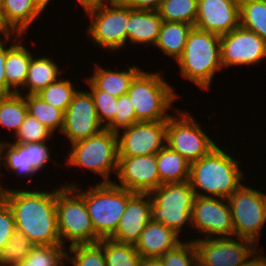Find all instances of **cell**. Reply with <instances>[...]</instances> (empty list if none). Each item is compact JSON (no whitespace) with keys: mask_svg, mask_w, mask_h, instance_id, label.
Wrapping results in <instances>:
<instances>
[{"mask_svg":"<svg viewBox=\"0 0 266 266\" xmlns=\"http://www.w3.org/2000/svg\"><path fill=\"white\" fill-rule=\"evenodd\" d=\"M0 197L11 208L15 227L35 246L61 245L56 210V189L52 192L3 188Z\"/></svg>","mask_w":266,"mask_h":266,"instance_id":"6da1fadb","label":"cell"},{"mask_svg":"<svg viewBox=\"0 0 266 266\" xmlns=\"http://www.w3.org/2000/svg\"><path fill=\"white\" fill-rule=\"evenodd\" d=\"M237 160L217 145L206 156L191 163L189 183L195 195L228 199L242 185L244 172Z\"/></svg>","mask_w":266,"mask_h":266,"instance_id":"7a4b0ae2","label":"cell"},{"mask_svg":"<svg viewBox=\"0 0 266 266\" xmlns=\"http://www.w3.org/2000/svg\"><path fill=\"white\" fill-rule=\"evenodd\" d=\"M177 63L182 77L209 89L215 72L223 68L220 35L193 27Z\"/></svg>","mask_w":266,"mask_h":266,"instance_id":"3957f363","label":"cell"},{"mask_svg":"<svg viewBox=\"0 0 266 266\" xmlns=\"http://www.w3.org/2000/svg\"><path fill=\"white\" fill-rule=\"evenodd\" d=\"M162 78L160 72L141 70L132 80L127 95L134 107L136 122L167 121L171 117L166 112L178 95Z\"/></svg>","mask_w":266,"mask_h":266,"instance_id":"277c9868","label":"cell"},{"mask_svg":"<svg viewBox=\"0 0 266 266\" xmlns=\"http://www.w3.org/2000/svg\"><path fill=\"white\" fill-rule=\"evenodd\" d=\"M73 187L85 200L94 230L100 239H109L119 225L127 205V189L112 183H98L89 190L81 191Z\"/></svg>","mask_w":266,"mask_h":266,"instance_id":"5b68a950","label":"cell"},{"mask_svg":"<svg viewBox=\"0 0 266 266\" xmlns=\"http://www.w3.org/2000/svg\"><path fill=\"white\" fill-rule=\"evenodd\" d=\"M56 210L61 245L94 244L97 236L84 198L73 188L61 185L56 189Z\"/></svg>","mask_w":266,"mask_h":266,"instance_id":"8992f818","label":"cell"},{"mask_svg":"<svg viewBox=\"0 0 266 266\" xmlns=\"http://www.w3.org/2000/svg\"><path fill=\"white\" fill-rule=\"evenodd\" d=\"M117 137V133L104 128L87 139L73 143L66 164L88 168L103 177L100 183H112L109 176L112 171L117 172L119 158Z\"/></svg>","mask_w":266,"mask_h":266,"instance_id":"52a82bcc","label":"cell"},{"mask_svg":"<svg viewBox=\"0 0 266 266\" xmlns=\"http://www.w3.org/2000/svg\"><path fill=\"white\" fill-rule=\"evenodd\" d=\"M149 195L152 200L151 221L164 224L178 235L184 229L182 226L185 227L187 223L191 226V213L196 195L189 181L162 184Z\"/></svg>","mask_w":266,"mask_h":266,"instance_id":"ba28073f","label":"cell"},{"mask_svg":"<svg viewBox=\"0 0 266 266\" xmlns=\"http://www.w3.org/2000/svg\"><path fill=\"white\" fill-rule=\"evenodd\" d=\"M85 11L92 21L87 34L94 44L112 52L126 46L130 7L116 0L109 2V5L104 3L87 7Z\"/></svg>","mask_w":266,"mask_h":266,"instance_id":"9c48e42d","label":"cell"},{"mask_svg":"<svg viewBox=\"0 0 266 266\" xmlns=\"http://www.w3.org/2000/svg\"><path fill=\"white\" fill-rule=\"evenodd\" d=\"M228 202L234 235L257 243L266 223V194L242 184L231 194Z\"/></svg>","mask_w":266,"mask_h":266,"instance_id":"30bf717a","label":"cell"},{"mask_svg":"<svg viewBox=\"0 0 266 266\" xmlns=\"http://www.w3.org/2000/svg\"><path fill=\"white\" fill-rule=\"evenodd\" d=\"M180 116L167 120L166 145L190 163L206 156L215 146L196 120L185 111L176 109Z\"/></svg>","mask_w":266,"mask_h":266,"instance_id":"8fae6325","label":"cell"},{"mask_svg":"<svg viewBox=\"0 0 266 266\" xmlns=\"http://www.w3.org/2000/svg\"><path fill=\"white\" fill-rule=\"evenodd\" d=\"M236 239V240H235ZM232 237L194 239L197 260L205 266H241L258 248L255 242ZM238 240V241H237Z\"/></svg>","mask_w":266,"mask_h":266,"instance_id":"7c38bea8","label":"cell"},{"mask_svg":"<svg viewBox=\"0 0 266 266\" xmlns=\"http://www.w3.org/2000/svg\"><path fill=\"white\" fill-rule=\"evenodd\" d=\"M193 226L201 235L205 234V238L234 236L228 199L195 196L191 213Z\"/></svg>","mask_w":266,"mask_h":266,"instance_id":"4fadbf2b","label":"cell"},{"mask_svg":"<svg viewBox=\"0 0 266 266\" xmlns=\"http://www.w3.org/2000/svg\"><path fill=\"white\" fill-rule=\"evenodd\" d=\"M220 44L223 68L259 64L266 58V41L242 26L220 35Z\"/></svg>","mask_w":266,"mask_h":266,"instance_id":"5bb4252c","label":"cell"},{"mask_svg":"<svg viewBox=\"0 0 266 266\" xmlns=\"http://www.w3.org/2000/svg\"><path fill=\"white\" fill-rule=\"evenodd\" d=\"M167 121L136 122L117 133L118 156L134 157L157 154L166 145ZM121 136V137H119Z\"/></svg>","mask_w":266,"mask_h":266,"instance_id":"9a60e30c","label":"cell"},{"mask_svg":"<svg viewBox=\"0 0 266 266\" xmlns=\"http://www.w3.org/2000/svg\"><path fill=\"white\" fill-rule=\"evenodd\" d=\"M104 129L100 123L92 95L89 91H77L64 112L62 135L71 144L89 138Z\"/></svg>","mask_w":266,"mask_h":266,"instance_id":"2e32d148","label":"cell"},{"mask_svg":"<svg viewBox=\"0 0 266 266\" xmlns=\"http://www.w3.org/2000/svg\"><path fill=\"white\" fill-rule=\"evenodd\" d=\"M116 184L133 193H150L160 186L156 154L119 157Z\"/></svg>","mask_w":266,"mask_h":266,"instance_id":"e0dca14e","label":"cell"},{"mask_svg":"<svg viewBox=\"0 0 266 266\" xmlns=\"http://www.w3.org/2000/svg\"><path fill=\"white\" fill-rule=\"evenodd\" d=\"M240 26L239 0H198L197 29L223 35Z\"/></svg>","mask_w":266,"mask_h":266,"instance_id":"ac0fdd59","label":"cell"},{"mask_svg":"<svg viewBox=\"0 0 266 266\" xmlns=\"http://www.w3.org/2000/svg\"><path fill=\"white\" fill-rule=\"evenodd\" d=\"M149 193H133L127 190V205L116 232L109 238L115 242L135 245L151 221Z\"/></svg>","mask_w":266,"mask_h":266,"instance_id":"d6986e66","label":"cell"},{"mask_svg":"<svg viewBox=\"0 0 266 266\" xmlns=\"http://www.w3.org/2000/svg\"><path fill=\"white\" fill-rule=\"evenodd\" d=\"M179 237L164 224L150 221L142 231L135 248L141 257L160 258L182 243Z\"/></svg>","mask_w":266,"mask_h":266,"instance_id":"ffe728a7","label":"cell"},{"mask_svg":"<svg viewBox=\"0 0 266 266\" xmlns=\"http://www.w3.org/2000/svg\"><path fill=\"white\" fill-rule=\"evenodd\" d=\"M163 23L158 10H138L130 8L127 22V39L131 43L154 45Z\"/></svg>","mask_w":266,"mask_h":266,"instance_id":"44dd1931","label":"cell"},{"mask_svg":"<svg viewBox=\"0 0 266 266\" xmlns=\"http://www.w3.org/2000/svg\"><path fill=\"white\" fill-rule=\"evenodd\" d=\"M39 15L41 13L35 7L33 0H4L0 7L4 26L10 32L22 35Z\"/></svg>","mask_w":266,"mask_h":266,"instance_id":"7402d4cb","label":"cell"},{"mask_svg":"<svg viewBox=\"0 0 266 266\" xmlns=\"http://www.w3.org/2000/svg\"><path fill=\"white\" fill-rule=\"evenodd\" d=\"M32 54L22 44L7 47L5 74L7 81V95L19 92L24 86Z\"/></svg>","mask_w":266,"mask_h":266,"instance_id":"603a6c76","label":"cell"},{"mask_svg":"<svg viewBox=\"0 0 266 266\" xmlns=\"http://www.w3.org/2000/svg\"><path fill=\"white\" fill-rule=\"evenodd\" d=\"M141 71L136 66L128 68V71H112L97 65L94 74L87 79L98 89L107 92L114 97L126 95L132 80Z\"/></svg>","mask_w":266,"mask_h":266,"instance_id":"cb8c5ba5","label":"cell"},{"mask_svg":"<svg viewBox=\"0 0 266 266\" xmlns=\"http://www.w3.org/2000/svg\"><path fill=\"white\" fill-rule=\"evenodd\" d=\"M156 160L160 185L189 181L191 163L167 145L156 154Z\"/></svg>","mask_w":266,"mask_h":266,"instance_id":"d4e9b609","label":"cell"},{"mask_svg":"<svg viewBox=\"0 0 266 266\" xmlns=\"http://www.w3.org/2000/svg\"><path fill=\"white\" fill-rule=\"evenodd\" d=\"M194 26L188 23L163 21L154 46L177 61L182 55L189 32Z\"/></svg>","mask_w":266,"mask_h":266,"instance_id":"484cf974","label":"cell"},{"mask_svg":"<svg viewBox=\"0 0 266 266\" xmlns=\"http://www.w3.org/2000/svg\"><path fill=\"white\" fill-rule=\"evenodd\" d=\"M59 66L50 57L30 59V66L24 88L28 87V92L23 95L37 94L40 90L46 88L53 82L59 80Z\"/></svg>","mask_w":266,"mask_h":266,"instance_id":"4316f807","label":"cell"},{"mask_svg":"<svg viewBox=\"0 0 266 266\" xmlns=\"http://www.w3.org/2000/svg\"><path fill=\"white\" fill-rule=\"evenodd\" d=\"M20 92L0 95V125L15 134L28 114L25 95Z\"/></svg>","mask_w":266,"mask_h":266,"instance_id":"83f0119b","label":"cell"},{"mask_svg":"<svg viewBox=\"0 0 266 266\" xmlns=\"http://www.w3.org/2000/svg\"><path fill=\"white\" fill-rule=\"evenodd\" d=\"M25 101L28 114L35 117L52 133L57 129L62 131L64 124V112L62 110L48 104L36 94L25 95Z\"/></svg>","mask_w":266,"mask_h":266,"instance_id":"f1b7e54d","label":"cell"},{"mask_svg":"<svg viewBox=\"0 0 266 266\" xmlns=\"http://www.w3.org/2000/svg\"><path fill=\"white\" fill-rule=\"evenodd\" d=\"M240 26L266 41V1L239 0Z\"/></svg>","mask_w":266,"mask_h":266,"instance_id":"f546056e","label":"cell"},{"mask_svg":"<svg viewBox=\"0 0 266 266\" xmlns=\"http://www.w3.org/2000/svg\"><path fill=\"white\" fill-rule=\"evenodd\" d=\"M1 149V161L5 164L7 169H10L11 172H15L14 174H18L21 176H32L34 173H37L32 167L29 165L28 158V143L26 144H18V143H9L4 142L3 140L0 142ZM6 154H5V153ZM4 154V156H3Z\"/></svg>","mask_w":266,"mask_h":266,"instance_id":"4dcf8cb0","label":"cell"},{"mask_svg":"<svg viewBox=\"0 0 266 266\" xmlns=\"http://www.w3.org/2000/svg\"><path fill=\"white\" fill-rule=\"evenodd\" d=\"M197 5L198 0H163L158 12L163 21L195 26Z\"/></svg>","mask_w":266,"mask_h":266,"instance_id":"1f68e13d","label":"cell"},{"mask_svg":"<svg viewBox=\"0 0 266 266\" xmlns=\"http://www.w3.org/2000/svg\"><path fill=\"white\" fill-rule=\"evenodd\" d=\"M98 244L103 248L106 266H138L141 257L135 245L101 239Z\"/></svg>","mask_w":266,"mask_h":266,"instance_id":"d6a6232c","label":"cell"},{"mask_svg":"<svg viewBox=\"0 0 266 266\" xmlns=\"http://www.w3.org/2000/svg\"><path fill=\"white\" fill-rule=\"evenodd\" d=\"M66 247L67 245L34 246L26 259L15 266H62L66 260Z\"/></svg>","mask_w":266,"mask_h":266,"instance_id":"836d02e7","label":"cell"},{"mask_svg":"<svg viewBox=\"0 0 266 266\" xmlns=\"http://www.w3.org/2000/svg\"><path fill=\"white\" fill-rule=\"evenodd\" d=\"M34 246L24 234L15 229L0 253V266L17 265L26 259Z\"/></svg>","mask_w":266,"mask_h":266,"instance_id":"e575fe53","label":"cell"},{"mask_svg":"<svg viewBox=\"0 0 266 266\" xmlns=\"http://www.w3.org/2000/svg\"><path fill=\"white\" fill-rule=\"evenodd\" d=\"M76 92L77 90L70 80L59 79L40 90L36 95L48 104L65 112Z\"/></svg>","mask_w":266,"mask_h":266,"instance_id":"d590c367","label":"cell"},{"mask_svg":"<svg viewBox=\"0 0 266 266\" xmlns=\"http://www.w3.org/2000/svg\"><path fill=\"white\" fill-rule=\"evenodd\" d=\"M66 260L73 266H106L103 248L98 244H77L67 247ZM72 256H69V254Z\"/></svg>","mask_w":266,"mask_h":266,"instance_id":"8d00e7d4","label":"cell"},{"mask_svg":"<svg viewBox=\"0 0 266 266\" xmlns=\"http://www.w3.org/2000/svg\"><path fill=\"white\" fill-rule=\"evenodd\" d=\"M86 82L91 88L89 92L92 95L98 119L103 127L106 128L115 118L118 98L107 92L98 90L87 78Z\"/></svg>","mask_w":266,"mask_h":266,"instance_id":"74e56055","label":"cell"},{"mask_svg":"<svg viewBox=\"0 0 266 266\" xmlns=\"http://www.w3.org/2000/svg\"><path fill=\"white\" fill-rule=\"evenodd\" d=\"M53 133L35 117L27 114L19 130L15 134L18 144L50 140ZM49 138V139H48Z\"/></svg>","mask_w":266,"mask_h":266,"instance_id":"f35d334b","label":"cell"},{"mask_svg":"<svg viewBox=\"0 0 266 266\" xmlns=\"http://www.w3.org/2000/svg\"><path fill=\"white\" fill-rule=\"evenodd\" d=\"M160 259L164 266H192L197 260V252L193 239L183 241L175 249L162 255Z\"/></svg>","mask_w":266,"mask_h":266,"instance_id":"ab89813d","label":"cell"},{"mask_svg":"<svg viewBox=\"0 0 266 266\" xmlns=\"http://www.w3.org/2000/svg\"><path fill=\"white\" fill-rule=\"evenodd\" d=\"M134 123H136V114L129 96L126 94L118 97L115 118L106 129L114 133H119L120 129L128 128Z\"/></svg>","mask_w":266,"mask_h":266,"instance_id":"60d3db41","label":"cell"},{"mask_svg":"<svg viewBox=\"0 0 266 266\" xmlns=\"http://www.w3.org/2000/svg\"><path fill=\"white\" fill-rule=\"evenodd\" d=\"M16 229L14 215L8 204L0 197V253Z\"/></svg>","mask_w":266,"mask_h":266,"instance_id":"b9f144b4","label":"cell"},{"mask_svg":"<svg viewBox=\"0 0 266 266\" xmlns=\"http://www.w3.org/2000/svg\"><path fill=\"white\" fill-rule=\"evenodd\" d=\"M47 141L28 143V158L29 165L36 172L42 169L48 161L52 160L49 153V147L46 145Z\"/></svg>","mask_w":266,"mask_h":266,"instance_id":"7bdbcfd3","label":"cell"},{"mask_svg":"<svg viewBox=\"0 0 266 266\" xmlns=\"http://www.w3.org/2000/svg\"><path fill=\"white\" fill-rule=\"evenodd\" d=\"M15 34L16 35H14L13 32L5 34L4 41L0 37V95H7V81H6V74H5V67H4L5 61H6V54H7V46L5 44L7 43L6 40H8L9 38L11 39V36H14L16 37V39L14 40L15 43H16V40L18 39H21L23 41V39L21 38V36H23L22 34H19V33H15Z\"/></svg>","mask_w":266,"mask_h":266,"instance_id":"ee69618b","label":"cell"},{"mask_svg":"<svg viewBox=\"0 0 266 266\" xmlns=\"http://www.w3.org/2000/svg\"><path fill=\"white\" fill-rule=\"evenodd\" d=\"M121 4L138 10H158L163 0H118Z\"/></svg>","mask_w":266,"mask_h":266,"instance_id":"f6af8a7d","label":"cell"},{"mask_svg":"<svg viewBox=\"0 0 266 266\" xmlns=\"http://www.w3.org/2000/svg\"><path fill=\"white\" fill-rule=\"evenodd\" d=\"M256 251L257 249L249 255V257L243 262L241 266H266V256H263L258 251Z\"/></svg>","mask_w":266,"mask_h":266,"instance_id":"bcb514c9","label":"cell"},{"mask_svg":"<svg viewBox=\"0 0 266 266\" xmlns=\"http://www.w3.org/2000/svg\"><path fill=\"white\" fill-rule=\"evenodd\" d=\"M138 266H164V263L160 258L140 257Z\"/></svg>","mask_w":266,"mask_h":266,"instance_id":"7dc6e473","label":"cell"},{"mask_svg":"<svg viewBox=\"0 0 266 266\" xmlns=\"http://www.w3.org/2000/svg\"><path fill=\"white\" fill-rule=\"evenodd\" d=\"M116 0H77L78 3L81 4V6L85 9L87 7L93 6V5H97V4H104V3H109V2H113Z\"/></svg>","mask_w":266,"mask_h":266,"instance_id":"c3c4849f","label":"cell"},{"mask_svg":"<svg viewBox=\"0 0 266 266\" xmlns=\"http://www.w3.org/2000/svg\"><path fill=\"white\" fill-rule=\"evenodd\" d=\"M49 1L50 0H33L35 7L40 13L46 9L47 5H49Z\"/></svg>","mask_w":266,"mask_h":266,"instance_id":"681fc988","label":"cell"},{"mask_svg":"<svg viewBox=\"0 0 266 266\" xmlns=\"http://www.w3.org/2000/svg\"><path fill=\"white\" fill-rule=\"evenodd\" d=\"M0 33H3L2 35L4 36L5 34L10 33V31L4 26L1 16H0Z\"/></svg>","mask_w":266,"mask_h":266,"instance_id":"f907efd6","label":"cell"},{"mask_svg":"<svg viewBox=\"0 0 266 266\" xmlns=\"http://www.w3.org/2000/svg\"><path fill=\"white\" fill-rule=\"evenodd\" d=\"M192 266H205L200 261L196 260Z\"/></svg>","mask_w":266,"mask_h":266,"instance_id":"816d5d0a","label":"cell"},{"mask_svg":"<svg viewBox=\"0 0 266 266\" xmlns=\"http://www.w3.org/2000/svg\"><path fill=\"white\" fill-rule=\"evenodd\" d=\"M0 161H1V149H0ZM1 164V163H0ZM3 192V187L0 185V194Z\"/></svg>","mask_w":266,"mask_h":266,"instance_id":"f5cc1de1","label":"cell"},{"mask_svg":"<svg viewBox=\"0 0 266 266\" xmlns=\"http://www.w3.org/2000/svg\"><path fill=\"white\" fill-rule=\"evenodd\" d=\"M4 0H0V7L2 6Z\"/></svg>","mask_w":266,"mask_h":266,"instance_id":"db71d44e","label":"cell"}]
</instances>
